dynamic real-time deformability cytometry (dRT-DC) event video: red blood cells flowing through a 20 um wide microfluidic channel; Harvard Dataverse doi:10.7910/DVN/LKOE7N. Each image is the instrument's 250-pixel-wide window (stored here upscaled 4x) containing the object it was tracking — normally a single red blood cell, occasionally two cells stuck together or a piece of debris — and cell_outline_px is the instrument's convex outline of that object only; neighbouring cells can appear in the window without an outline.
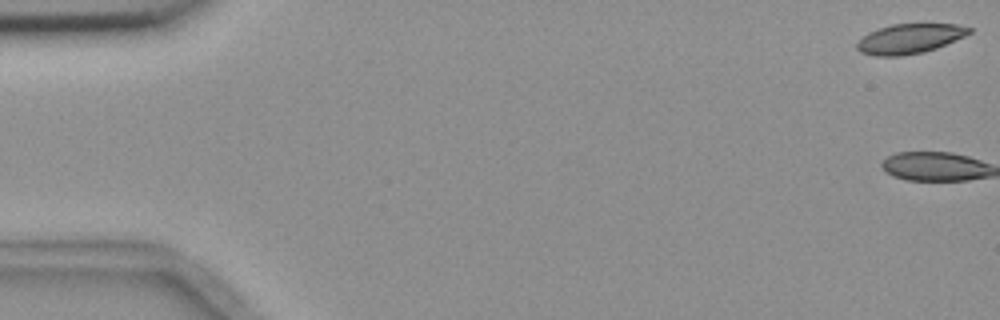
{"species": "common noctule bat (a hibernating species)", "species_latin": "Nyctalus noctula", "temperature_condition": "room temperature", "stored_images_in_passage": 5, "camera_frame_rate_fps": 3000, "um_per_image_px": 0.085, "animal": {"sex": "female", "body_mass_g": 18.4}, "frame": {"image": 1, "passage_image": 1, "time_ms": 0.0, "image_size_px": [1000, 320], "cell_outline_px": [[972, 32], [964, 36], [936, 48], [924, 52], [900, 56], [876, 56], [860, 52], [856, 48], [856, 44], [868, 32], [892, 24], [956, 24], [972, 28]], "centroid_in_image_um": [77.31, 3.29], "position_along_channel_um": 7.7, "area_um2": 19.31}}